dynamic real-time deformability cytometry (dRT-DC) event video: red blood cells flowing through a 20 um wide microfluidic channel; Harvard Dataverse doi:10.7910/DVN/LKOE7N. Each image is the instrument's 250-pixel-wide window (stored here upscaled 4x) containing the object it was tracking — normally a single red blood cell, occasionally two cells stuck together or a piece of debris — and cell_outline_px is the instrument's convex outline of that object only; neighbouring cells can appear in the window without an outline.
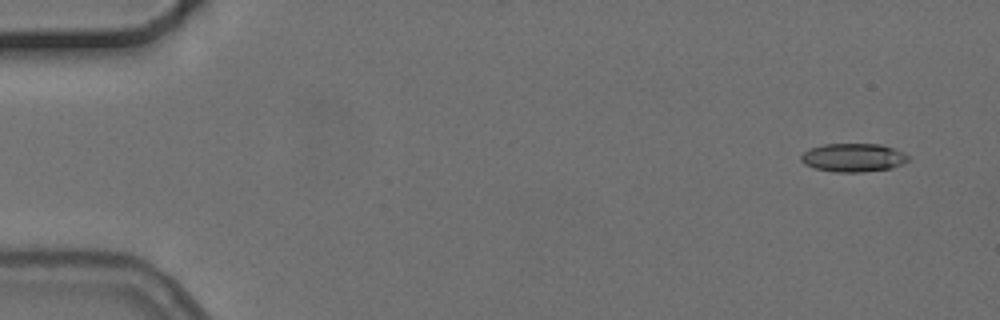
{"species": "common noctule bat (a hibernating species)", "species_latin": "Nyctalus noctula", "temperature_condition": "cold", "stored_images_in_passage": 4, "camera_frame_rate_fps": 3000, "um_per_image_px": 0.085, "animal": {"sex": "female", "body_mass_g": 24.6, "forearm_length_mm": 56.2}, "frame": {"image": 1, "passage_image": 1, "time_ms": 0.0, "image_size_px": [1000, 320], "cell_outline_px": [[912, 156], [908, 160], [892, 168], [860, 172], [836, 172], [816, 168], [804, 164], [800, 160], [800, 156], [808, 148], [824, 144], [880, 144], [896, 148]], "centroid_in_image_um": [72.54, 13.38], "position_along_channel_um": 12.5, "area_um2": 17.92}}
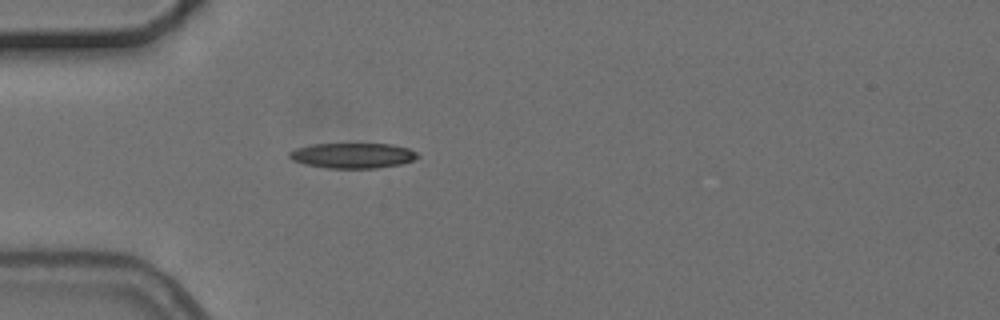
{"frame": {"image": 2, "passage_image": 4, "time_ms": 4.333, "image_size_px": [1000, 320], "cell_outline_px": [[420, 156], [412, 160], [400, 164], [376, 168], [328, 168], [304, 164], [292, 160], [288, 156], [288, 152], [296, 148], [312, 144], [392, 144], [408, 148], [416, 152]], "centroid_in_image_um": [29.95, 13.22], "position_along_channel_um": 55.0, "area_um2": 18.84}}